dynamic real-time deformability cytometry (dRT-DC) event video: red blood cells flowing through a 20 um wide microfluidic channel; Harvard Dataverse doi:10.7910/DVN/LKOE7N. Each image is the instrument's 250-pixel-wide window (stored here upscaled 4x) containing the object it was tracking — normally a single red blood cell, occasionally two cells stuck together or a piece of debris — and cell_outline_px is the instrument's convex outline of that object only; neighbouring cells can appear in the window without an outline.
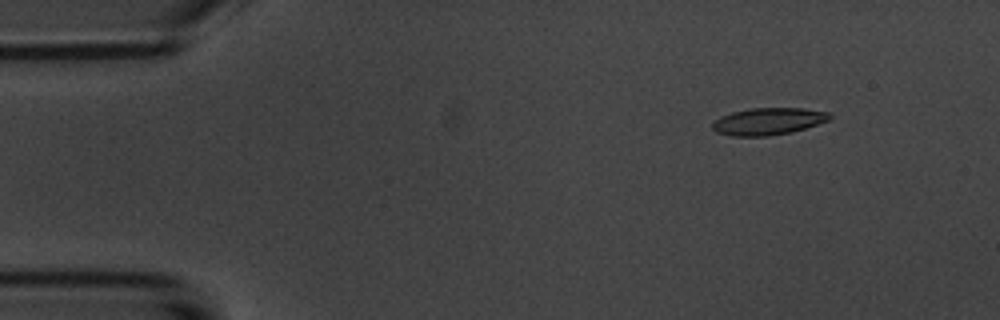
{"species": "common noctule bat (a hibernating species)", "species_latin": "Nyctalus noctula", "temperature_condition": "room temperature", "stored_images_in_passage": 6, "camera_frame_rate_fps": 3000, "um_per_image_px": 0.085, "animal": {"sex": "male", "body_mass_g": 20.1, "forearm_length_mm": 53.5}, "frame": {"image": 1, "passage_image": 2, "time_ms": 1.333, "image_size_px": [1000, 320], "cell_outline_px": [[832, 116], [828, 120], [792, 132], [768, 136], [732, 136], [716, 132], [712, 128], [712, 124], [720, 116], [732, 112], [752, 108], [804, 108], [832, 112]], "centroid_in_image_um": [65.31, 10.31], "position_along_channel_um": 19.7, "area_um2": 18.5}}
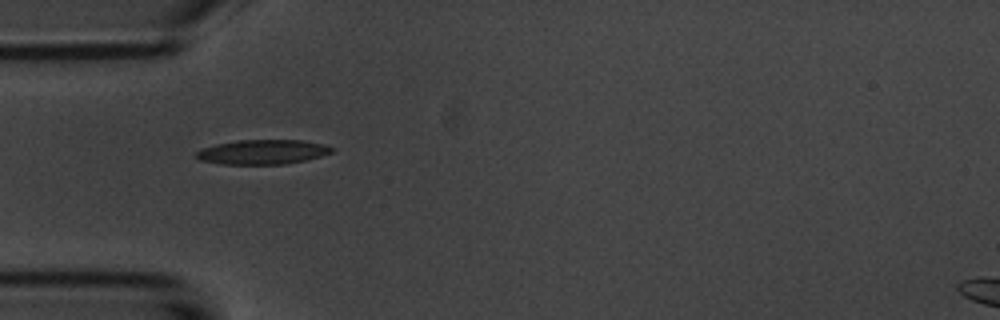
{"frame": {"image": 2, "passage_image": 5, "time_ms": 4.667, "image_size_px": [1000, 320], "cell_outline_px": [[336, 148], [332, 152], [320, 156], [304, 160], [284, 164], [220, 164], [200, 160], [196, 156], [196, 152], [204, 148], [216, 144], [236, 140], [300, 140], [324, 144]], "centroid_in_image_um": [22.33, 12.91], "position_along_channel_um": 62.7, "area_um2": 19.31}}